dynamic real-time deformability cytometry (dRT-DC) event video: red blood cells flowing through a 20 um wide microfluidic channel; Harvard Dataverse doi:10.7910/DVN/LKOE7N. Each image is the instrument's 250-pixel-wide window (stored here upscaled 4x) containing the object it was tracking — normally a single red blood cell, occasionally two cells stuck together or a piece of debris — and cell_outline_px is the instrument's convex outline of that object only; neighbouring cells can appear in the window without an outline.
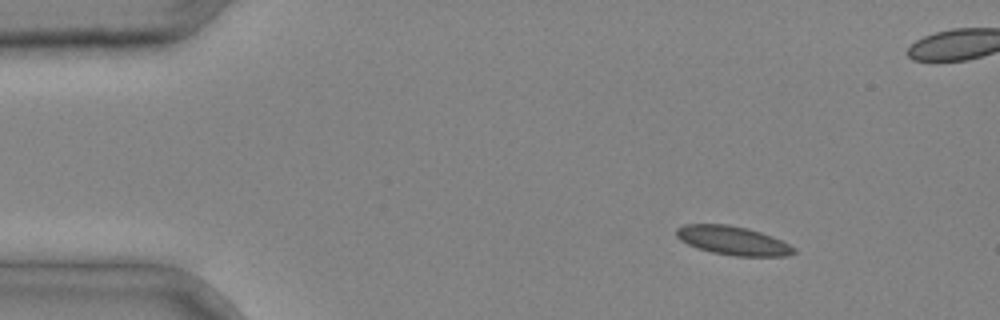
{"species": "common noctule bat (a hibernating species)", "species_latin": "Nyctalus noctula", "temperature_condition": "cold", "stored_images_in_passage": 3, "camera_frame_rate_fps": 3000, "um_per_image_px": 0.085, "animal": {"sex": "male", "body_mass_g": 20.4}, "frame": {"image": 1, "passage_image": 1, "time_ms": 0.0, "image_size_px": [1000, 320], "cell_outline_px": [[796, 252], [788, 256], [736, 256], [712, 252], [696, 248], [680, 240], [676, 236], [676, 228], [684, 224], [728, 224], [748, 228], [772, 236], [796, 248]], "centroid_in_image_um": [62.28, 20.44], "position_along_channel_um": 22.7, "area_um2": 19.77}}